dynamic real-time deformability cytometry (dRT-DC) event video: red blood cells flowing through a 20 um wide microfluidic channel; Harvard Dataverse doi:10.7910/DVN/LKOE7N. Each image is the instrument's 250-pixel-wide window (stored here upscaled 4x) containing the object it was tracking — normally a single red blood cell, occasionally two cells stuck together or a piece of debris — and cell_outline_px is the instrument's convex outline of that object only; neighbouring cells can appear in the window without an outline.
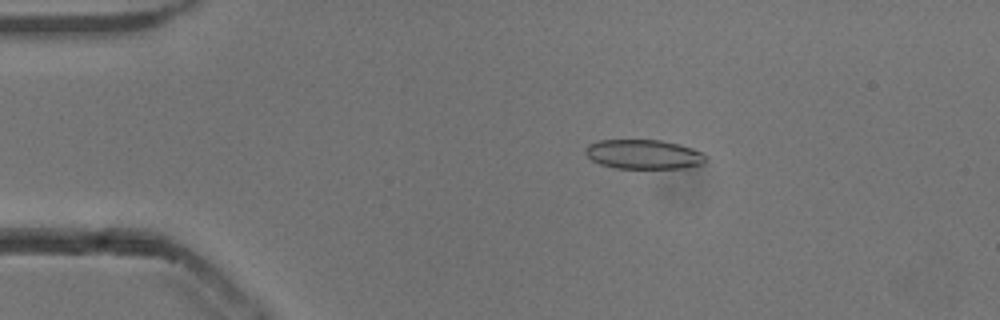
{"species": "common noctule bat (a hibernating species)", "species_latin": "Nyctalus noctula", "temperature_condition": "cold", "stored_images_in_passage": 53, "camera_frame_rate_fps": 3000, "um_per_image_px": 0.085, "animal": {"sex": "male", "body_mass_g": 13.3}, "frame": {"image": 1, "passage_image": 10, "time_ms": 3.0, "image_size_px": [1000, 320], "cell_outline_px": [[704, 160], [700, 164], [684, 168], [616, 168], [600, 164], [592, 160], [584, 152], [584, 148], [588, 144], [600, 140], [660, 140], [680, 144], [692, 148], [700, 152], [704, 156]], "centroid_in_image_um": [54.65, 13.11], "position_along_channel_um": 30.4, "area_um2": 20.46}}
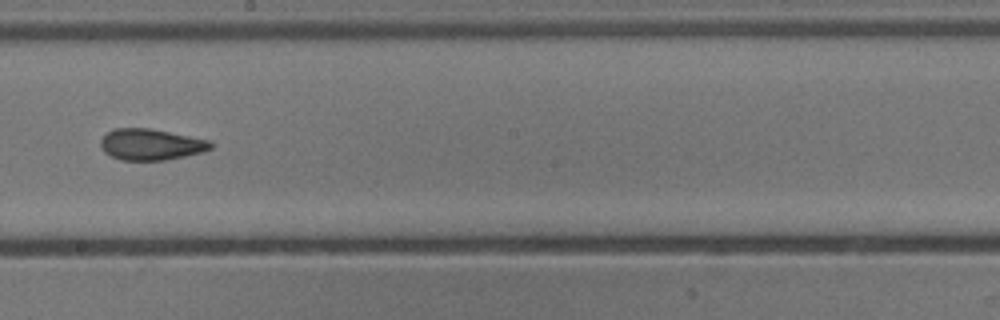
{"frame": {"image": 2, "passage_image": 30, "time_ms": 9.667, "image_size_px": [1000, 320], "cell_outline_px": [[212, 148], [200, 152], [184, 156], [164, 160], [120, 160], [104, 152], [100, 144], [100, 140], [112, 128], [152, 128], [208, 140], [212, 144]], "centroid_in_image_um": [12.79, 12.27], "position_along_channel_um": 235.4, "area_um2": 19.88}}
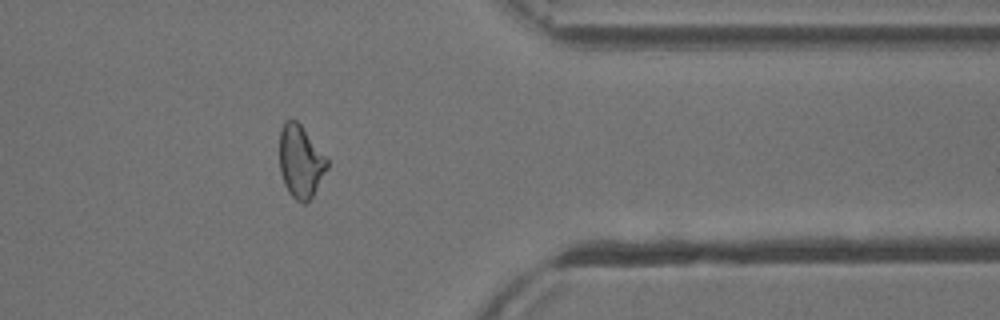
{"frame": {"image": 3, "passage_image": 43, "time_ms": 14.0, "image_size_px": [1000, 320], "cell_outline_px": [[328, 168], [312, 196], [304, 204], [300, 204], [288, 192], [284, 184], [280, 172], [280, 132], [284, 120], [296, 120], [300, 124], [328, 160]], "centroid_in_image_um": [25.53, 13.75], "position_along_channel_um": 385.9, "area_um2": 19.94}, "authors_computed_cell_mechanics": {"area_um2": 20.7502, "velocity_mm_per_s": 3.8393, "shape_relaxation_time_tau1_ms": null, "shape_relaxation_time_tau2_ms": 2.7844, "deformation_change_tau1": null, "deformation_change_tau2": 0.0867}}